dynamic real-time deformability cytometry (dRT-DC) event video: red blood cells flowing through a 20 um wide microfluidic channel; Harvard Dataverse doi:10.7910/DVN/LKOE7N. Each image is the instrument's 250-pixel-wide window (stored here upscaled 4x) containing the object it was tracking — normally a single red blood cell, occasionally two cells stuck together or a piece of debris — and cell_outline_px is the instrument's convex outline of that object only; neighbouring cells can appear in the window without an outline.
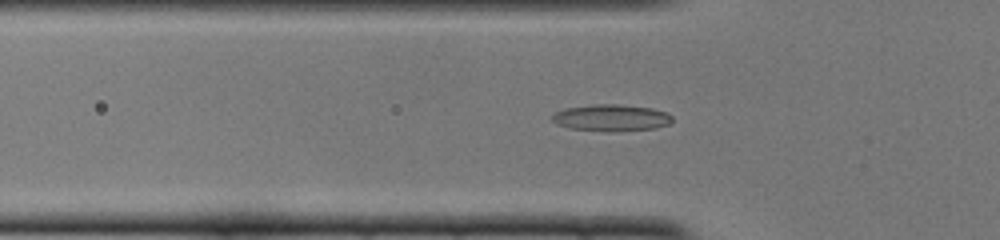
{"species": "common noctule bat (a hibernating species)", "species_latin": "Nyctalus noctula", "temperature_condition": "cold", "stored_images_in_passage": 50, "camera_frame_rate_fps": 3000, "um_per_image_px": 0.085, "animal": {"sex": "female", "body_mass_g": 22.0, "forearm_length_mm": 56.7}, "frame": {"image": 1, "passage_image": 16, "time_ms": 5.0, "image_size_px": [1000, 240], "cell_outline_px": [[672, 120], [668, 124], [656, 128], [608, 132], [568, 128], [556, 124], [552, 120], [552, 116], [556, 112], [564, 108], [592, 104], [616, 104], [652, 108], [668, 112], [672, 116]], "centroid_in_image_um": [51.95, 10.01], "position_along_channel_um": 73.9, "area_um2": 18.84}}
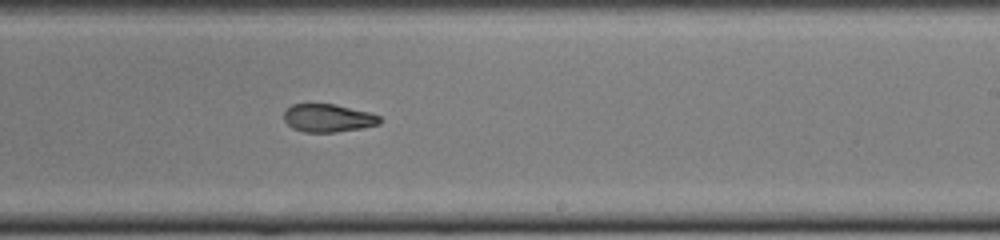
{"frame": {"image": 2, "passage_image": 30, "time_ms": 9.667, "image_size_px": [1000, 240], "cell_outline_px": [[380, 124], [360, 128], [336, 132], [304, 132], [292, 128], [284, 120], [284, 112], [292, 104], [336, 104], [368, 112], [380, 116]], "centroid_in_image_um": [27.87, 10.03], "position_along_channel_um": 261.1, "area_um2": 15.55}}
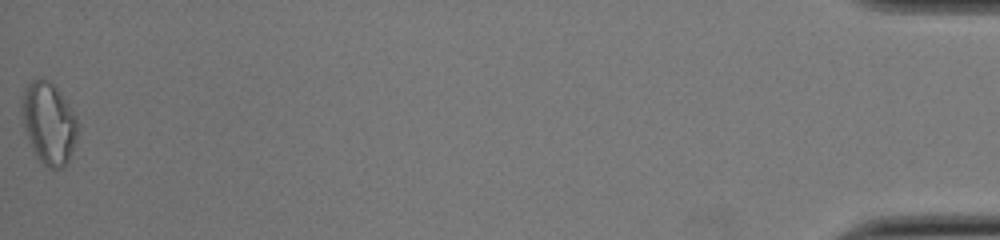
{"frame": {"image": 3, "passage_image": 50, "time_ms": 16.333, "image_size_px": [1000, 240], "cell_outline_px": [[80, 124], [76, 140], [68, 164], [64, 168], [48, 168], [36, 156], [32, 148], [24, 128], [20, 112], [24, 88], [32, 80], [48, 80], [56, 88], [68, 104], [76, 116]], "centroid_in_image_um": [4.16, 10.51], "position_along_channel_um": 431.0, "area_um2": 26.7}, "authors_computed_cell_mechanics": {"area_um2": 16.6753, "velocity_mm_per_s": 4.0141, "shape_relaxation_time_tau1_ms": null, "shape_relaxation_time_tau2_ms": 5.9141, "deformation_change_tau1": null, "deformation_change_tau2": 0.133}}